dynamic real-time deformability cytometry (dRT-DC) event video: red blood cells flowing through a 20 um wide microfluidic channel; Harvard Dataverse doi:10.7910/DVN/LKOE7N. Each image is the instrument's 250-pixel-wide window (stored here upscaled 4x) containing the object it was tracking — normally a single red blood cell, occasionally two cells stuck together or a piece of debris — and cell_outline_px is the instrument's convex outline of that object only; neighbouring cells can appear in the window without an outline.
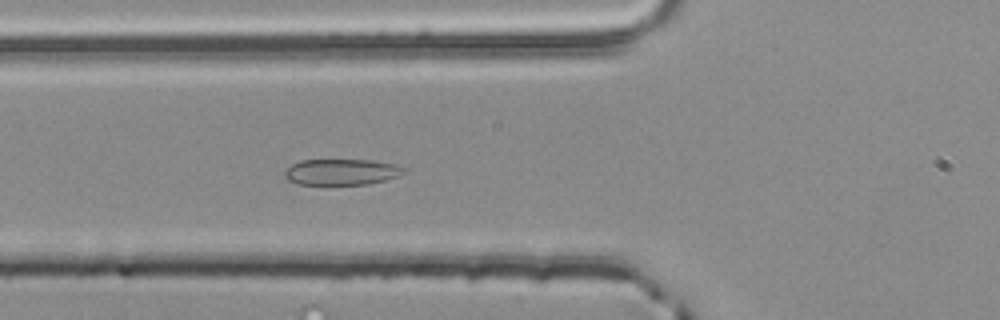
{"species": "common noctule bat (a hibernating species)", "species_latin": "Nyctalus noctula", "temperature_condition": "room temperature", "stored_images_in_passage": 40, "segment_of_instrument_passage": [1, 2], "camera_frame_rate_fps": 3000, "um_per_image_px": 0.085, "animal": {"sex": "male", "body_mass_g": 20.4}, "frame": {"image": 1, "passage_image": 5, "time_ms": 1.333, "image_size_px": [1000, 320], "cell_outline_px": [[408, 168], [404, 172], [396, 176], [384, 180], [368, 184], [300, 184], [288, 180], [284, 176], [284, 172], [292, 164], [300, 160], [372, 160], [396, 164]], "centroid_in_image_um": [29.04, 14.6], "position_along_channel_um": 96.8, "area_um2": 17.98}}
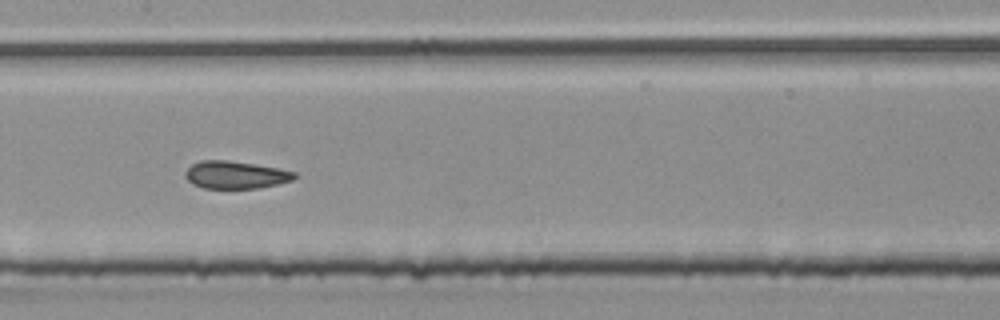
{"frame": {"image": 2, "passage_image": 12, "time_ms": 3.667, "image_size_px": [1000, 320], "cell_outline_px": [[296, 176], [292, 180], [260, 188], [204, 188], [192, 184], [184, 176], [184, 172], [192, 164], [200, 160], [228, 160], [276, 168], [296, 172]], "centroid_in_image_um": [19.97, 14.86], "position_along_channel_um": 187.4, "area_um2": 17.4}}
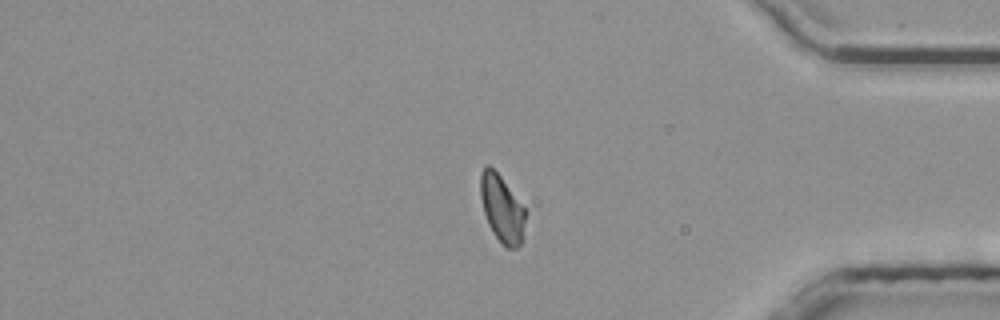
{"frame": {"image": 3, "passage_image": 30, "time_ms": 9.667, "image_size_px": [1000, 320], "cell_outline_px": [[524, 220], [520, 244], [516, 248], [504, 248], [492, 232], [488, 224], [484, 212], [480, 196], [480, 172], [488, 164], [500, 176], [524, 208]], "centroid_in_image_um": [42.61, 17.75], "position_along_channel_um": 392.6, "area_um2": 17.17}}